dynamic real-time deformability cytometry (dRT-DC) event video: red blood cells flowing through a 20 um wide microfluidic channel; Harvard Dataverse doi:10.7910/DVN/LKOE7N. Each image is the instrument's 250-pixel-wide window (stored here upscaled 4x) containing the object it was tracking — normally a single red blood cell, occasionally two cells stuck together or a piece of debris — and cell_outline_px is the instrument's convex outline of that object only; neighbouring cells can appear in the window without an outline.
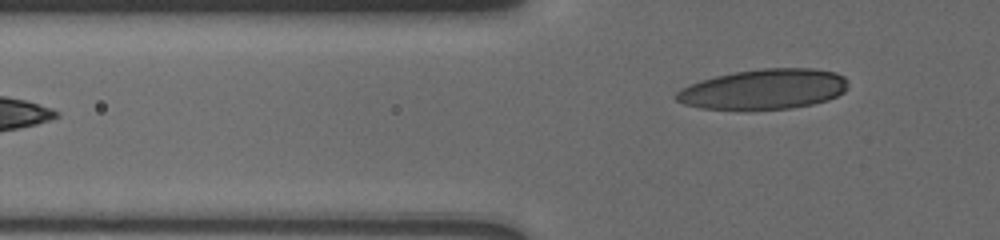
{"species": "human", "species_latin": "Homo sapiens", "temperature_condition": "cold", "stored_images_in_passage": 9, "camera_frame_rate_fps": 3000, "um_per_image_px": 0.085, "donor": {"sex": "male"}, "frame": {"image": 1, "passage_image": 9, "time_ms": 8.0, "image_size_px": [1000, 240], "cell_outline_px": [[848, 88], [844, 92], [828, 100], [812, 104], [792, 108], [700, 108], [684, 104], [676, 100], [672, 96], [680, 88], [688, 84], [700, 80], [732, 72], [760, 68], [816, 68], [836, 72], [844, 76], [848, 80]], "centroid_in_image_um": [64.94, 7.55], "position_along_channel_um": 60.9, "area_um2": 40.29}}